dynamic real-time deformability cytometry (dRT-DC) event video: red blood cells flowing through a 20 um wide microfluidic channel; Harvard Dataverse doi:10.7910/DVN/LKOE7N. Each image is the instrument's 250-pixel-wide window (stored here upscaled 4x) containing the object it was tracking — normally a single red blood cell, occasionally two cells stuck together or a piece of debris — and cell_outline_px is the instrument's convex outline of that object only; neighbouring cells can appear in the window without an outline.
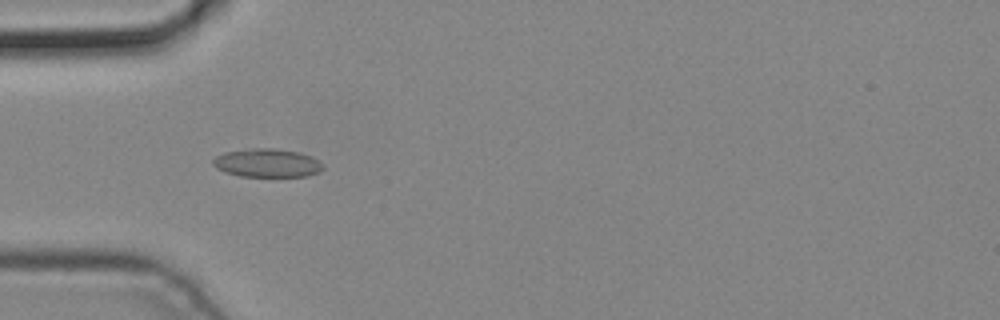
{"species": "common noctule bat (a hibernating species)", "species_latin": "Nyctalus noctula", "temperature_condition": "cold", "stored_images_in_passage": 5, "camera_frame_rate_fps": 3000, "um_per_image_px": 0.085, "animal": {"sex": "male", "body_mass_g": 19.2, "forearm_length_mm": 51.8}, "frame": {"image": 1, "passage_image": 4, "time_ms": 1.0, "image_size_px": [1000, 320], "cell_outline_px": [[324, 168], [320, 172], [308, 176], [240, 176], [224, 172], [216, 168], [212, 164], [212, 160], [216, 156], [224, 152], [252, 148], [276, 148], [300, 152], [316, 160]], "centroid_in_image_um": [22.66, 13.85], "position_along_channel_um": 62.3, "area_um2": 18.21}}
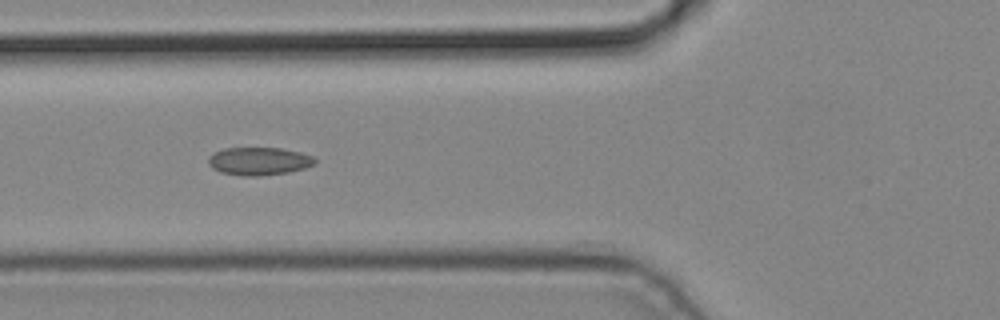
{"frame": {"image": 2, "passage_image": 5, "time_ms": 1.333, "image_size_px": [1000, 320], "cell_outline_px": [[316, 164], [304, 168], [288, 172], [260, 176], [244, 176], [220, 172], [212, 168], [208, 164], [208, 156], [212, 152], [224, 148], [280, 148], [300, 152], [312, 156], [316, 160]], "centroid_in_image_um": [21.98, 13.7], "position_along_channel_um": 103.8, "area_um2": 17.46}}